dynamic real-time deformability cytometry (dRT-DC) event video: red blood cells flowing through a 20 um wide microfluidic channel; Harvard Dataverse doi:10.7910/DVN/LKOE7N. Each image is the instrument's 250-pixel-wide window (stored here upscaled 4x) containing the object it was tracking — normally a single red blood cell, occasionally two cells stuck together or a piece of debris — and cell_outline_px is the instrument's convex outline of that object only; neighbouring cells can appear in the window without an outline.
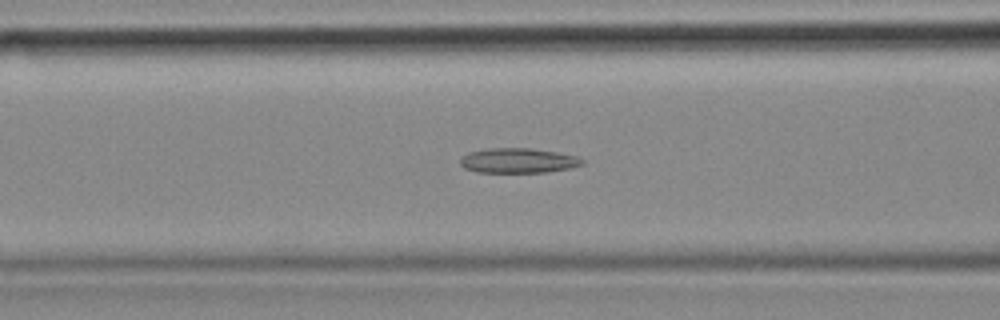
{"species": "common noctule bat (a hibernating species)", "species_latin": "Nyctalus noctula", "temperature_condition": "cold", "stored_images_in_passage": 51, "camera_frame_rate_fps": 3000, "um_per_image_px": 0.085, "animal": {"sex": "female", "body_mass_g": 18.4}, "frame": {"image": 1, "passage_image": 18, "time_ms": 5.667, "image_size_px": [1000, 320], "cell_outline_px": [[584, 164], [572, 168], [548, 172], [476, 172], [464, 168], [460, 164], [460, 160], [468, 152], [488, 148], [532, 148], [556, 152], [576, 156], [584, 160]], "centroid_in_image_um": [44.06, 13.65], "position_along_channel_um": 122.5, "area_um2": 17.74}}
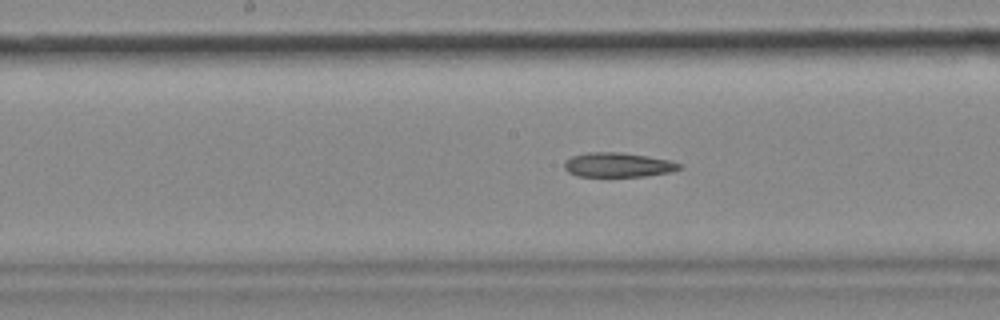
{"frame": {"image": 2, "passage_image": 24, "time_ms": 7.667, "image_size_px": [1000, 320], "cell_outline_px": [[684, 164], [680, 168], [672, 172], [644, 176], [576, 176], [568, 172], [564, 168], [564, 164], [572, 156], [588, 152], [620, 152], [668, 160]], "centroid_in_image_um": [52.53, 14.02], "position_along_channel_um": 195.7, "area_um2": 16.24}}
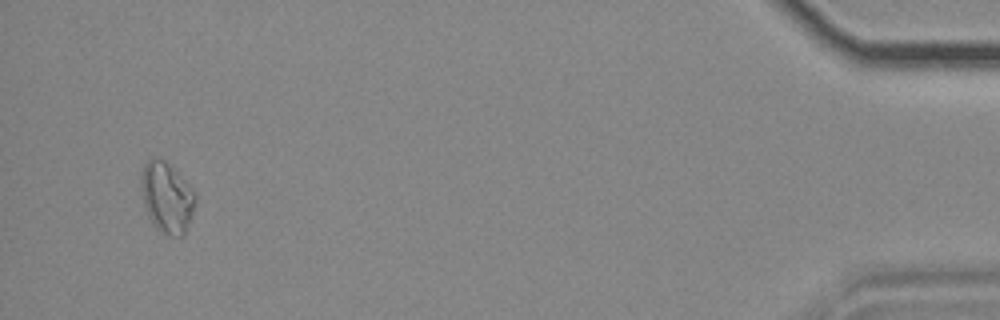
{"frame": {"image": 3, "passage_image": 49, "time_ms": 16.0, "image_size_px": [1000, 320], "cell_outline_px": [[196, 204], [184, 236], [164, 236], [152, 224], [148, 216], [144, 204], [140, 188], [140, 172], [144, 164], [148, 160], [156, 156], [160, 156], [196, 192]], "centroid_in_image_um": [14.16, 16.8], "position_along_channel_um": 421.0, "area_um2": 22.77}}